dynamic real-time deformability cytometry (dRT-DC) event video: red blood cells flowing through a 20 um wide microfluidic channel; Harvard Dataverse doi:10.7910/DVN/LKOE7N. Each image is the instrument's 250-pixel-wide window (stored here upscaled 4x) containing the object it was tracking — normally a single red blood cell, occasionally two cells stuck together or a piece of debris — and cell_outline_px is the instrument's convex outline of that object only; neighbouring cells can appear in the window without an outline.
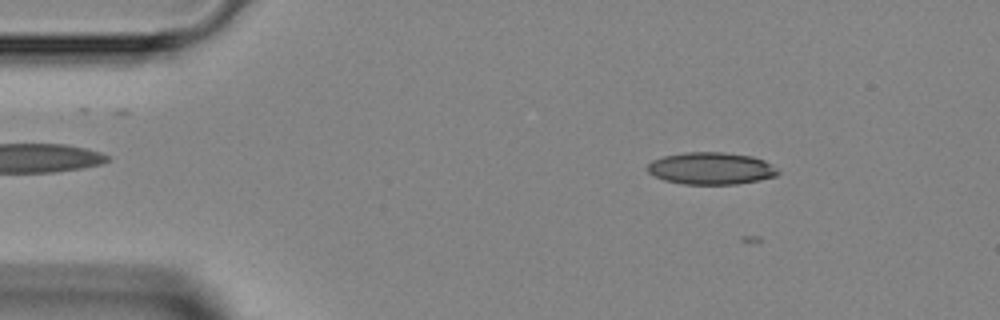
{"species": "Egyptian fruit bat (a non-hibernating species)", "species_latin": "Rousettus aegyptiacus", "temperature_condition": "room temperature", "stored_images_in_passage": 8, "camera_frame_rate_fps": 3000, "um_per_image_px": 0.085, "animal": {"sex": "female"}, "frame": {"image": 1, "passage_image": 6, "time_ms": 1.667, "image_size_px": [1000, 320], "cell_outline_px": [[780, 172], [776, 176], [760, 180], [736, 184], [680, 184], [664, 180], [648, 172], [648, 164], [652, 160], [664, 156], [684, 152], [724, 152], [752, 156], [764, 160], [776, 168]], "centroid_in_image_um": [60.44, 14.31], "position_along_channel_um": 24.6, "area_um2": 24.45}}